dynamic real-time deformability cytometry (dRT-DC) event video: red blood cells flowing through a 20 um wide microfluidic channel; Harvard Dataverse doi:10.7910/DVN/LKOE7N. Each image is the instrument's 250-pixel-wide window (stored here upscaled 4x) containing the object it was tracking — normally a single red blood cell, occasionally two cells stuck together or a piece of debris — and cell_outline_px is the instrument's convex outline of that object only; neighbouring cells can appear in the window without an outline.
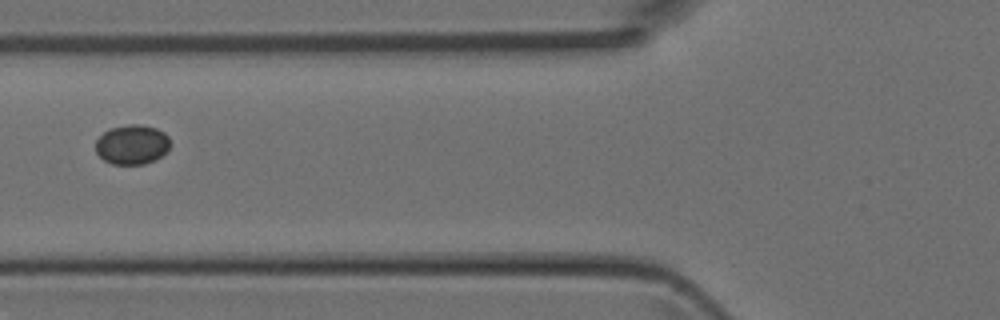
{"species": "Egyptian fruit bat (a non-hibernating species)", "species_latin": "Rousettus aegyptiacus", "temperature_condition": "room temperature", "stored_images_in_passage": 5, "camera_frame_rate_fps": 3000, "um_per_image_px": 0.085, "animal": {"sex": "female"}, "frame": {"image": 1, "passage_image": 5, "time_ms": 1.333, "image_size_px": [1000, 320], "cell_outline_px": [[168, 148], [160, 156], [144, 164], [112, 164], [104, 160], [96, 152], [96, 140], [104, 132], [112, 128], [128, 124], [140, 124], [156, 128], [164, 132], [168, 136]], "centroid_in_image_um": [11.2, 12.28], "position_along_channel_um": 114.6, "area_um2": 16.94}}